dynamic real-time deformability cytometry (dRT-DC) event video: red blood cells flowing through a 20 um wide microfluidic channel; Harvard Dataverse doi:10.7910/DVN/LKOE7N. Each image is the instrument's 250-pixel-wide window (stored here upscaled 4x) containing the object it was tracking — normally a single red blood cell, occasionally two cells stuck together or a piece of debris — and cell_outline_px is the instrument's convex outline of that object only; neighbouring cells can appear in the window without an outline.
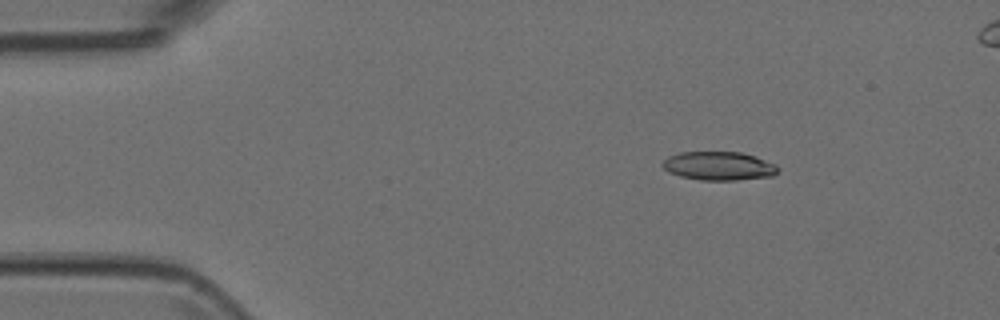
{"species": "Egyptian fruit bat (a non-hibernating species)", "species_latin": "Rousettus aegyptiacus", "temperature_condition": "room temperature", "stored_images_in_passage": 6, "camera_frame_rate_fps": 3000, "um_per_image_px": 0.085, "animal": {"sex": "female"}, "frame": {"image": 1, "passage_image": 3, "time_ms": 0.667, "image_size_px": [1000, 320], "cell_outline_px": [[780, 168], [772, 176], [736, 180], [700, 180], [680, 176], [668, 172], [660, 164], [668, 156], [680, 152], [740, 152], [776, 164]], "centroid_in_image_um": [61.06, 14.11], "position_along_channel_um": 23.9, "area_um2": 19.19}}